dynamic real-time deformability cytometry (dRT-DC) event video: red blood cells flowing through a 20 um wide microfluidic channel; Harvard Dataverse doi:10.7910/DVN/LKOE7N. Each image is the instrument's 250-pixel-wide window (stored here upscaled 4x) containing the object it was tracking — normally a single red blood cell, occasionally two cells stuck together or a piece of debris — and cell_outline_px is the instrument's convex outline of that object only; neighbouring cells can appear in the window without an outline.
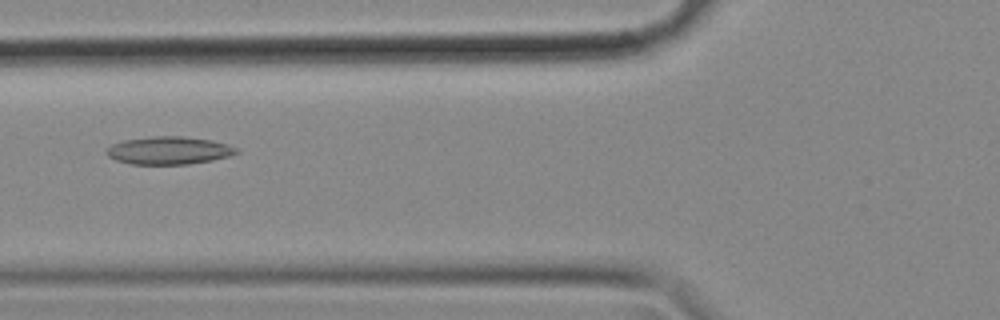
{"species": "common noctule bat (a hibernating species)", "species_latin": "Nyctalus noctula", "temperature_condition": "cold", "stored_images_in_passage": 47, "camera_frame_rate_fps": 3000, "um_per_image_px": 0.085, "animal": {"sex": "female", "body_mass_g": 18.4}, "frame": {"image": 1, "passage_image": 12, "time_ms": 3.667, "image_size_px": [1000, 320], "cell_outline_px": [[240, 152], [228, 156], [212, 160], [188, 164], [132, 164], [116, 160], [108, 156], [104, 152], [112, 144], [124, 140], [152, 136], [184, 136], [208, 140], [228, 144], [236, 148]], "centroid_in_image_um": [14.33, 12.79], "position_along_channel_um": 111.5, "area_um2": 20.92}}
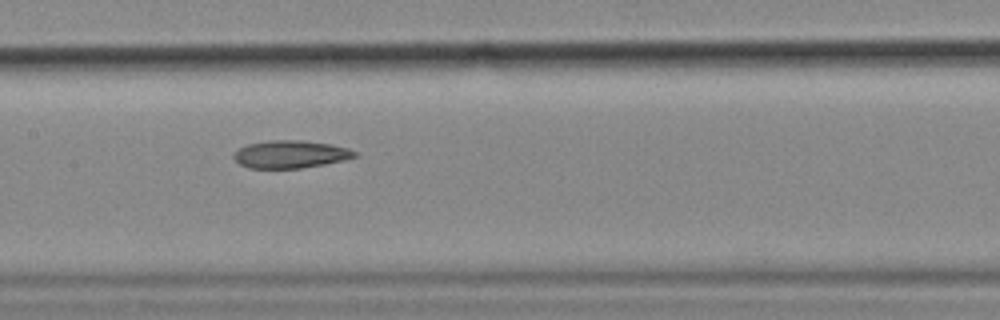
{"frame": {"image": 2, "passage_image": 18, "time_ms": 5.667, "image_size_px": [1000, 320], "cell_outline_px": [[356, 156], [344, 160], [324, 164], [300, 168], [248, 168], [240, 164], [232, 156], [240, 148], [248, 144], [268, 140], [300, 140], [332, 144], [348, 148], [356, 152]], "centroid_in_image_um": [24.69, 13.11], "position_along_channel_um": 182.7, "area_um2": 19.36}}
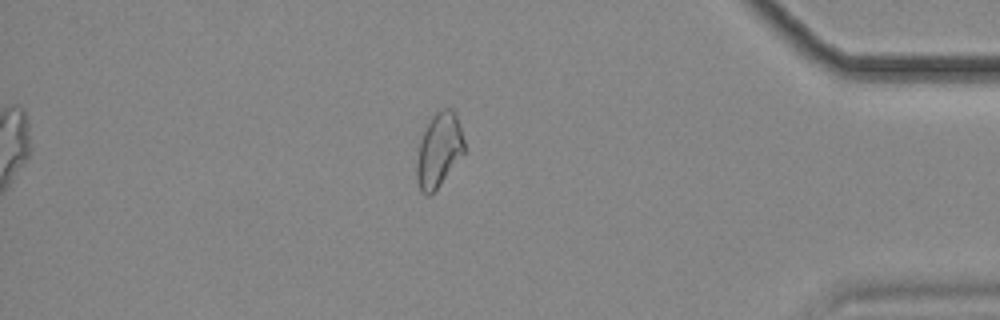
{"frame": {"image": 3, "passage_image": 39, "time_ms": 12.667, "image_size_px": [1000, 320], "cell_outline_px": [[464, 152], [440, 184], [428, 196], [420, 192], [416, 180], [416, 164], [420, 140], [432, 116], [440, 108], [452, 108], [456, 112], [464, 140]], "centroid_in_image_um": [37.29, 12.74], "position_along_channel_um": 397.9, "area_um2": 20.4}}